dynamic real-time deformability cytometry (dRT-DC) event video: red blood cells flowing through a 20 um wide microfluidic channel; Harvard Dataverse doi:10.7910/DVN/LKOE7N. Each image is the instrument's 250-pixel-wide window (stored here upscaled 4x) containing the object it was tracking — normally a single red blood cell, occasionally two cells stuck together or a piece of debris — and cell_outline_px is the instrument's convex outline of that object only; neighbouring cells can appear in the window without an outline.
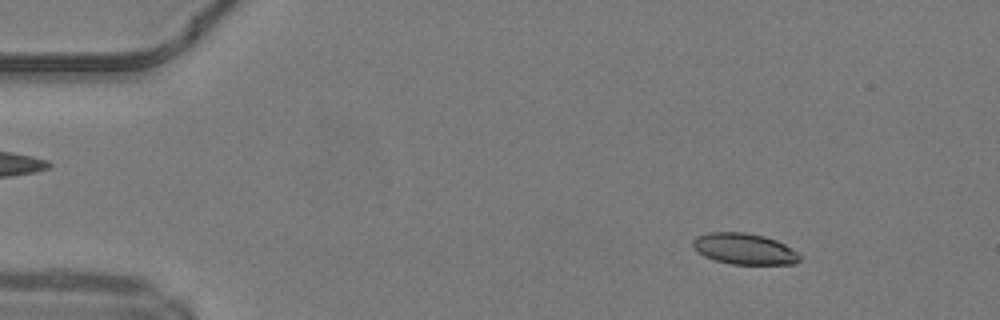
{"species": "common noctule bat (a hibernating species)", "species_latin": "Nyctalus noctula", "temperature_condition": "warm", "stored_images_in_passage": 28, "camera_frame_rate_fps": 3000, "um_per_image_px": 0.085, "animal": {"sex": "male", "body_mass_g": 19.2, "forearm_length_mm": 51.8}, "frame": {"image": 1, "passage_image": 6, "time_ms": 1.667, "image_size_px": [1000, 320], "cell_outline_px": [[804, 256], [796, 264], [732, 264], [716, 260], [704, 256], [696, 252], [692, 248], [692, 240], [696, 236], [708, 232], [744, 232], [764, 236], [776, 240], [784, 244]], "centroid_in_image_um": [63.26, 21.15], "position_along_channel_um": 21.7, "area_um2": 19.59}}
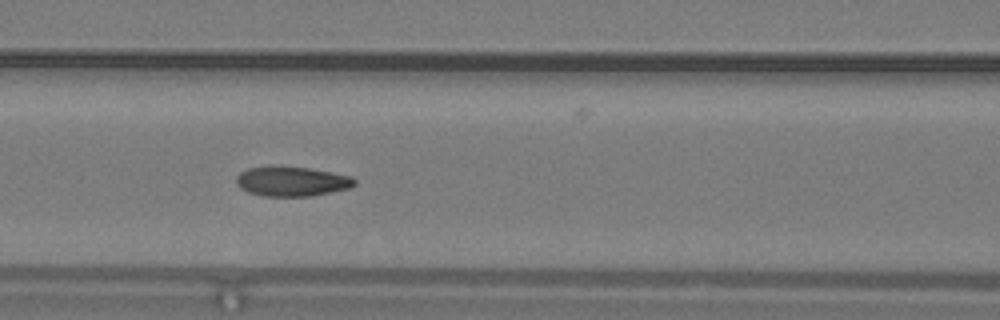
{"frame": {"image": 2, "passage_image": 21, "time_ms": 6.667, "image_size_px": [1000, 320], "cell_outline_px": [[356, 184], [348, 188], [308, 196], [264, 196], [248, 192], [240, 188], [236, 184], [236, 176], [240, 172], [248, 168], [268, 164], [308, 168], [332, 172], [352, 176], [356, 180]], "centroid_in_image_um": [24.74, 15.38], "position_along_channel_um": 141.9, "area_um2": 20.75}}
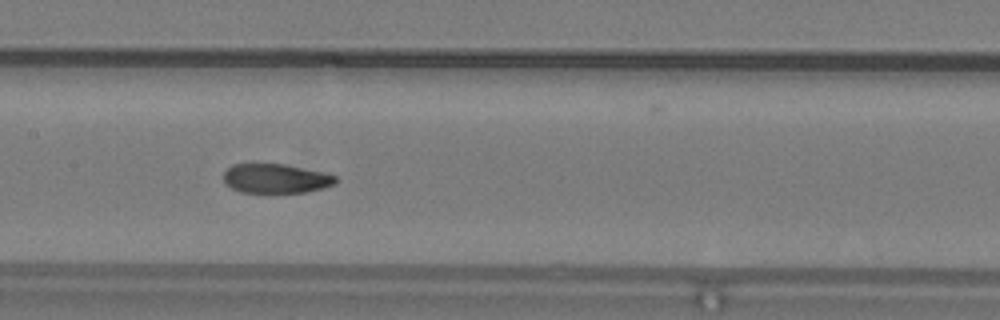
{"frame": {"image": 3, "passage_image": 24, "time_ms": 7.667, "image_size_px": [1000, 320], "cell_outline_px": [[340, 180], [336, 184], [304, 192], [272, 196], [240, 192], [224, 184], [224, 172], [232, 164], [284, 164], [320, 172], [336, 176]], "centroid_in_image_um": [23.41, 15.23], "position_along_channel_um": 184.0, "area_um2": 19.88}}